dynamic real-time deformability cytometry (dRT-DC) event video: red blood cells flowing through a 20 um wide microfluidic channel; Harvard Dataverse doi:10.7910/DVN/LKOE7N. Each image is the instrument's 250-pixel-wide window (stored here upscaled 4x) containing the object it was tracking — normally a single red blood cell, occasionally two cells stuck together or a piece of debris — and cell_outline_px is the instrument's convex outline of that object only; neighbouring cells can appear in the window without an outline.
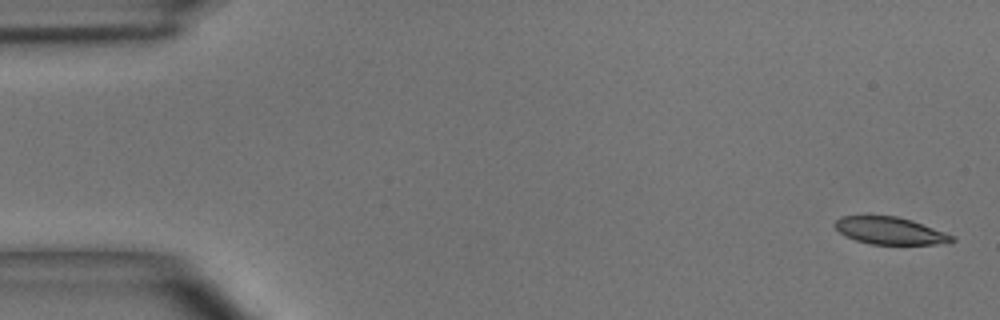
{"species": "common noctule bat (a hibernating species)", "species_latin": "Nyctalus noctula", "temperature_condition": "room temperature", "stored_images_in_passage": 5, "camera_frame_rate_fps": 3000, "um_per_image_px": 0.085, "animal": {"sex": "male", "body_mass_g": 15.6}, "frame": {"image": 1, "passage_image": 1, "time_ms": 0.0, "image_size_px": [1000, 320], "cell_outline_px": [[956, 240], [936, 244], [872, 244], [856, 240], [844, 236], [832, 224], [840, 216], [896, 216], [912, 220], [956, 236]], "centroid_in_image_um": [75.64, 19.61], "position_along_channel_um": 9.4, "area_um2": 18.55}}
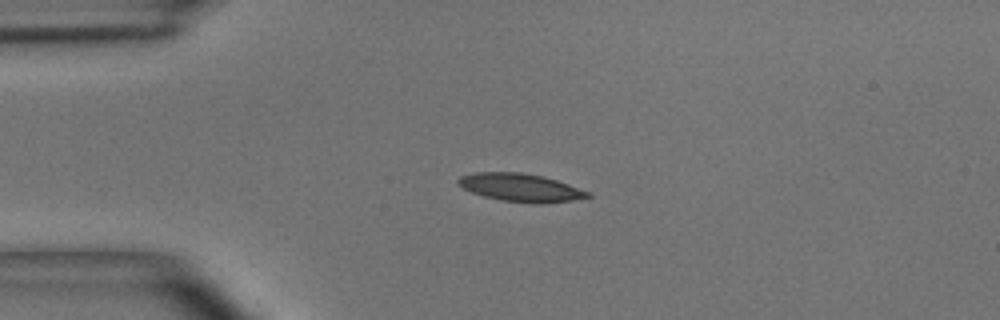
{"frame": {"image": 2, "passage_image": 4, "time_ms": 1.0, "image_size_px": [1000, 320], "cell_outline_px": [[592, 196], [572, 200], [536, 204], [500, 200], [484, 196], [472, 192], [456, 184], [456, 180], [460, 176], [472, 172], [520, 172], [544, 176], [592, 192]], "centroid_in_image_um": [44.24, 15.93], "position_along_channel_um": 40.8, "area_um2": 21.27}}